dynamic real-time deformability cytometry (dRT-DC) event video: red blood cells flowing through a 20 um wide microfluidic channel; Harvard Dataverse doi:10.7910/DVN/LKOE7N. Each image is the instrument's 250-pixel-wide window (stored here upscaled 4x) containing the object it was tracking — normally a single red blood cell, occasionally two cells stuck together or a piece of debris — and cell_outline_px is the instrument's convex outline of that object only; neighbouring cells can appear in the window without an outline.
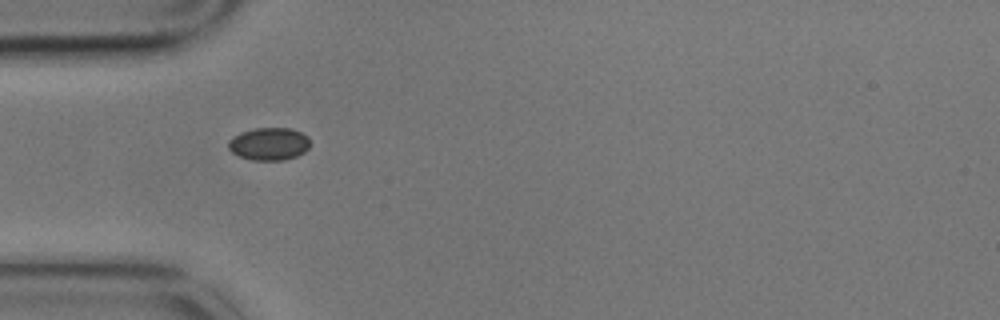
{"species": "common noctule bat (a hibernating species)", "species_latin": "Nyctalus noctula", "temperature_condition": "cold", "stored_images_in_passage": 5, "camera_frame_rate_fps": 3000, "um_per_image_px": 0.085, "animal": {"sex": "male", "body_mass_g": 17.9}, "frame": {"image": 1, "passage_image": 4, "time_ms": 1.0, "image_size_px": [1000, 320], "cell_outline_px": [[308, 148], [304, 152], [296, 156], [284, 160], [252, 160], [240, 156], [232, 152], [228, 148], [228, 140], [232, 136], [240, 132], [256, 128], [288, 128], [300, 132], [308, 136]], "centroid_in_image_um": [22.83, 12.23], "position_along_channel_um": 62.2, "area_um2": 15.49}}